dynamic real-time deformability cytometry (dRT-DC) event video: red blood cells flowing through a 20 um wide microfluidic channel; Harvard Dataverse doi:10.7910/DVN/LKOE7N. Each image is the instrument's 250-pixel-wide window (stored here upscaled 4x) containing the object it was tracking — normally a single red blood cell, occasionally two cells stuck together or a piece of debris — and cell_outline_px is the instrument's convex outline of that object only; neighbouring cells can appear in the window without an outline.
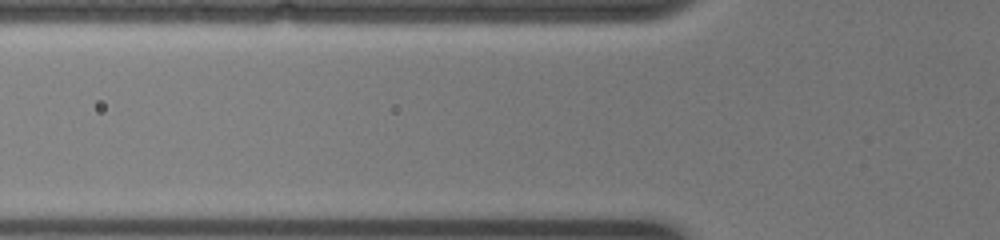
{"species": "common noctule bat (a hibernating species)", "species_latin": "Nyctalus noctula", "temperature_condition": "warm", "stored_images_in_passage": 2, "camera_frame_rate_fps": 3000, "um_per_image_px": 0.085, "animal": {"sex": "female", "body_mass_g": 19.0, "forearm_length_mm": 51.5}, "frame": {"image": 1, "passage_image": 2, "time_ms": 0.333, "image_size_px": [1000, 240], "cell_outline_px": [[612, 188], [604, 192], [532, 192], [460, 188], [460, 184], [492, 180], [604, 180], [612, 184]], "centroid_in_image_um": [46.06, 15.79], "position_along_channel_um": 79.7, "area_um2": 11.44}}